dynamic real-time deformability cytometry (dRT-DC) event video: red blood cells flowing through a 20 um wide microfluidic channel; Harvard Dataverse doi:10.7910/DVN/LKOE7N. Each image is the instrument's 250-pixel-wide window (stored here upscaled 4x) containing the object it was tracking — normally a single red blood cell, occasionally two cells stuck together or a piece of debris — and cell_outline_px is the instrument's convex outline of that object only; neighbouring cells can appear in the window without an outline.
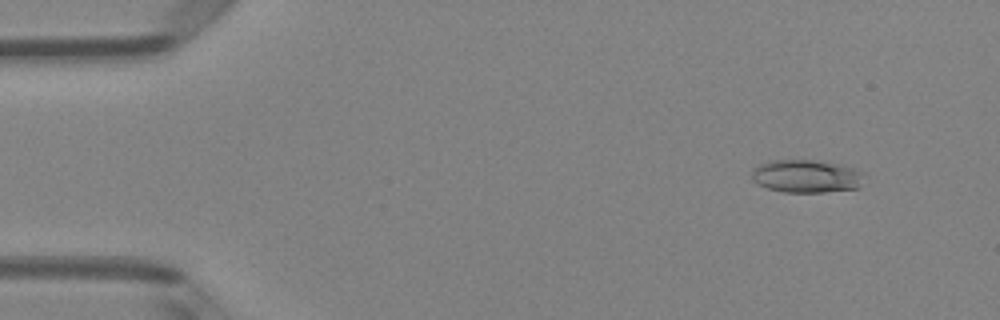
{"species": "Egyptian fruit bat (a non-hibernating species)", "species_latin": "Rousettus aegyptiacus", "temperature_condition": "room temperature", "stored_images_in_passage": 48, "camera_frame_rate_fps": 3000, "um_per_image_px": 0.085, "animal": {"sex": "female"}, "frame": {"image": 1, "passage_image": 2, "time_ms": 0.333, "image_size_px": [1000, 320], "cell_outline_px": [[868, 176], [860, 188], [824, 192], [784, 192], [768, 188], [756, 184], [752, 180], [752, 168], [760, 164], [772, 160], [816, 160], [840, 164], [856, 168], [864, 172]], "centroid_in_image_um": [68.62, 14.98], "position_along_channel_um": 16.4, "area_um2": 22.14}}
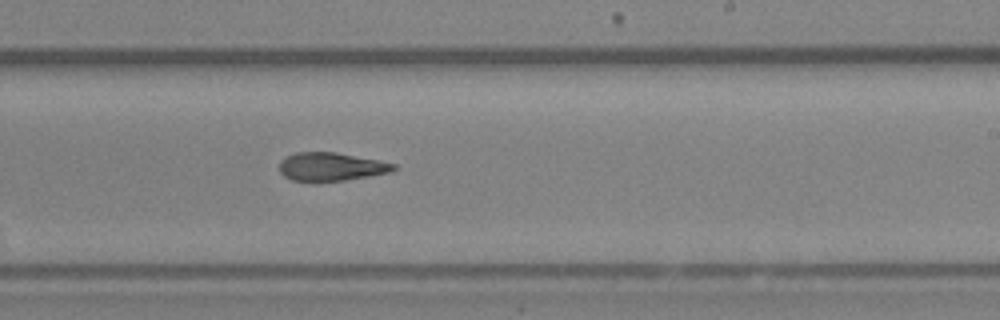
{"frame": {"image": 2, "passage_image": 28, "time_ms": 9.0, "image_size_px": [1000, 320], "cell_outline_px": [[396, 168], [392, 172], [344, 180], [312, 184], [292, 180], [284, 176], [280, 172], [280, 160], [284, 156], [296, 152], [336, 152], [396, 164]], "centroid_in_image_um": [28.07, 14.2], "position_along_channel_um": 260.9, "area_um2": 19.31}}
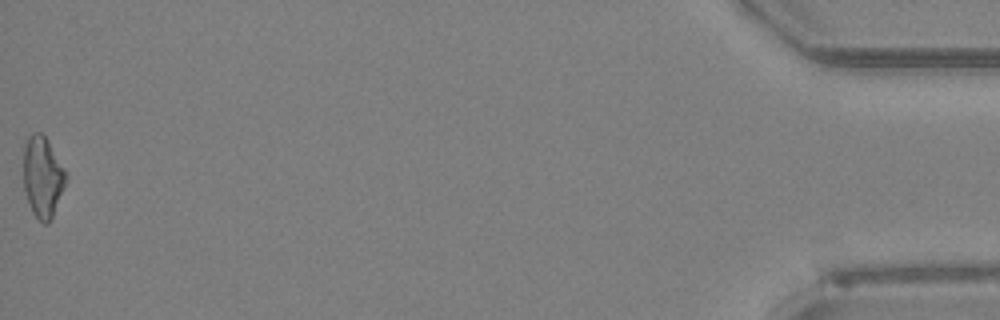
{"frame": {"image": 3, "passage_image": 48, "time_ms": 15.667, "image_size_px": [1000, 320], "cell_outline_px": [[68, 176], [64, 188], [52, 216], [48, 224], [44, 224], [32, 212], [24, 188], [24, 144], [28, 136], [32, 132], [40, 132], [48, 140], [64, 168]], "centroid_in_image_um": [3.63, 15.0], "position_along_channel_um": 431.6, "area_um2": 19.88}, "authors_computed_cell_mechanics": {"area_um2": 19.8254, "velocity_mm_per_s": 4.0203, "shape_relaxation_time_tau1_ms": null, "shape_relaxation_time_tau2_ms": 4.7829, "deformation_change_tau1": null, "deformation_change_tau2": 0.1569}}